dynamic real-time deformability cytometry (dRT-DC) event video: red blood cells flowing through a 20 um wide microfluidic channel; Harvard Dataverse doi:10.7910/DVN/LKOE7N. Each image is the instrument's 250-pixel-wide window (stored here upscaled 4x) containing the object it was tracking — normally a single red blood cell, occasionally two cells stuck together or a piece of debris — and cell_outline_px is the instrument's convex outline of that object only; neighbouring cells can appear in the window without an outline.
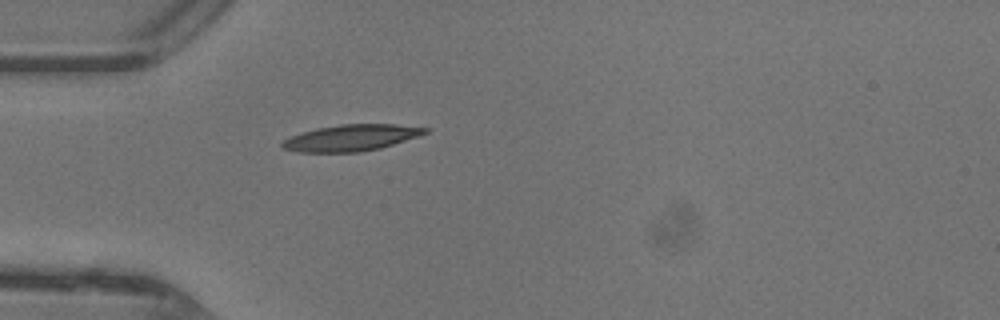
{"species": "common noctule bat (a hibernating species)", "species_latin": "Nyctalus noctula", "temperature_condition": "warm", "stored_images_in_passage": 34, "camera_frame_rate_fps": 3000, "um_per_image_px": 0.085, "animal": {"sex": "female"}, "frame": {"image": 1, "passage_image": 1, "time_ms": 0.0, "image_size_px": [1000, 320], "cell_outline_px": [[428, 132], [380, 148], [360, 152], [296, 152], [284, 148], [280, 144], [284, 140], [292, 136], [316, 128], [340, 124], [392, 124], [428, 128]], "centroid_in_image_um": [29.81, 11.71], "position_along_channel_um": 55.2, "area_um2": 21.56}}
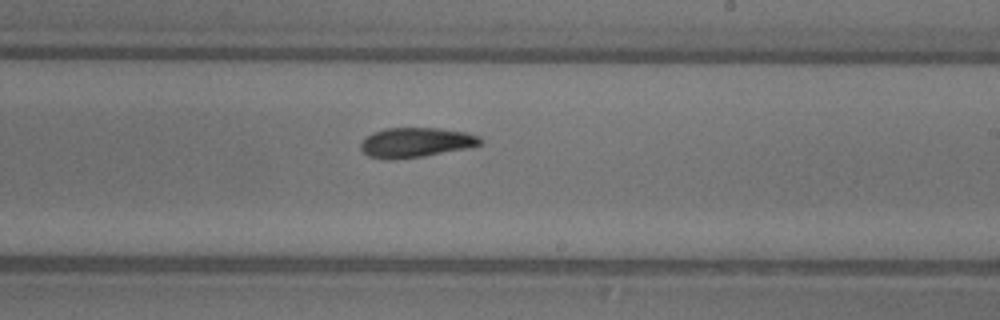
{"frame": {"image": 2, "passage_image": 15, "time_ms": 4.667, "image_size_px": [1000, 320], "cell_outline_px": [[484, 140], [480, 144], [464, 148], [424, 156], [392, 160], [388, 160], [368, 156], [360, 148], [360, 144], [372, 132], [384, 128], [440, 128], [464, 132], [480, 136]], "centroid_in_image_um": [35.32, 12.11], "position_along_channel_um": 253.7, "area_um2": 20.63}}
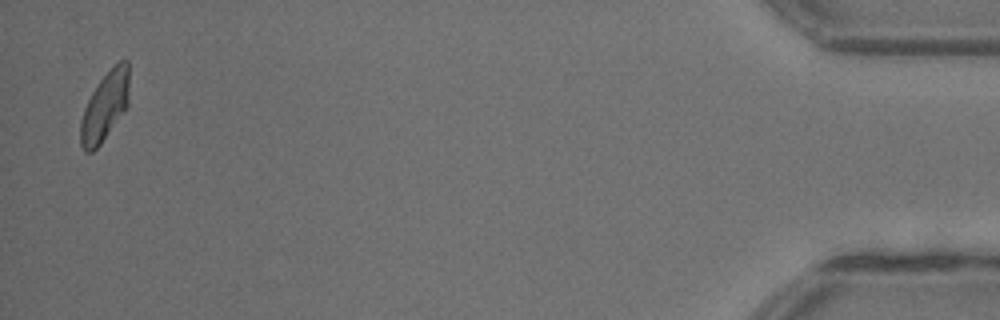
{"frame": {"image": 3, "passage_image": 33, "time_ms": 10.667, "image_size_px": [1000, 320], "cell_outline_px": [[128, 108], [100, 144], [92, 152], [84, 152], [80, 144], [80, 120], [84, 108], [92, 92], [100, 80], [120, 60], [128, 60]], "centroid_in_image_um": [8.91, 9.09], "position_along_channel_um": 426.3, "area_um2": 19.48}, "authors_computed_cell_mechanics": {"area_um2": 20.5768, "velocity_mm_per_s": 4.4093, "shape_relaxation_time_tau1_ms": 7.0683, "shape_relaxation_time_tau2_ms": 7.3794, "deformation_change_tau1": 0.2293, "deformation_change_tau2": 0.1423}}